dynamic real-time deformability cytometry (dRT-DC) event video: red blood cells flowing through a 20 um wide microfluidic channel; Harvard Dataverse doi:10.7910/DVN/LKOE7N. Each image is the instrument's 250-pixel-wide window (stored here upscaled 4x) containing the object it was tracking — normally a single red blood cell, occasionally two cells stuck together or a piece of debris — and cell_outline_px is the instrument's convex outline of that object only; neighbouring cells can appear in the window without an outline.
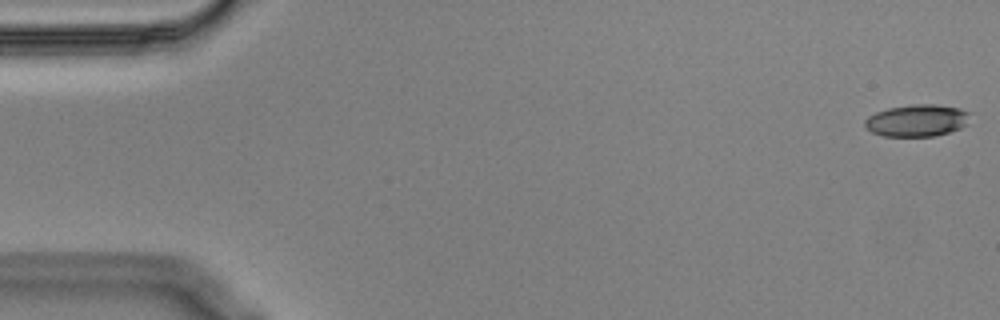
{"species": "Egyptian fruit bat (a non-hibernating species)", "species_latin": "Rousettus aegyptiacus", "temperature_condition": "cold", "stored_images_in_passage": 13, "camera_frame_rate_fps": 3000, "um_per_image_px": 0.085, "animal": {"sex": "male"}, "frame": {"image": 1, "passage_image": 1, "time_ms": 0.0, "image_size_px": [1000, 320], "cell_outline_px": [[972, 112], [968, 124], [960, 128], [936, 136], [884, 136], [872, 132], [864, 124], [864, 120], [868, 116], [876, 112], [888, 108], [912, 104], [936, 104], [960, 108]], "centroid_in_image_um": [77.99, 10.23], "position_along_channel_um": 7.0, "area_um2": 19.83}}